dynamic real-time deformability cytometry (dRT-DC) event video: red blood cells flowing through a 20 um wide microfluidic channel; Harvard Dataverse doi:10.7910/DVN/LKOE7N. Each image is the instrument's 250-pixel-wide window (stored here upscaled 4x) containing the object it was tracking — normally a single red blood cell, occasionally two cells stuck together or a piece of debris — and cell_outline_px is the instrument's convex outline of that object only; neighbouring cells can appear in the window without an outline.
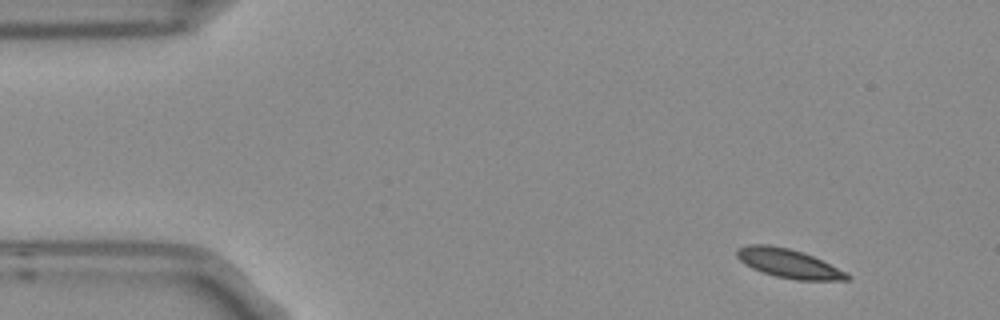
{"species": "Egyptian fruit bat (a non-hibernating species)", "species_latin": "Rousettus aegyptiacus", "temperature_condition": "room temperature", "stored_images_in_passage": 4, "camera_frame_rate_fps": 3000, "um_per_image_px": 0.085, "frame": {"image": 1, "passage_image": 1, "time_ms": 0.0, "image_size_px": [1000, 320], "cell_outline_px": [[852, 276], [848, 280], [796, 280], [776, 276], [752, 268], [744, 264], [736, 256], [736, 248], [748, 244], [768, 244], [788, 248], [804, 252], [848, 272]], "centroid_in_image_um": [67.04, 22.38], "position_along_channel_um": 18.0, "area_um2": 18.73}}
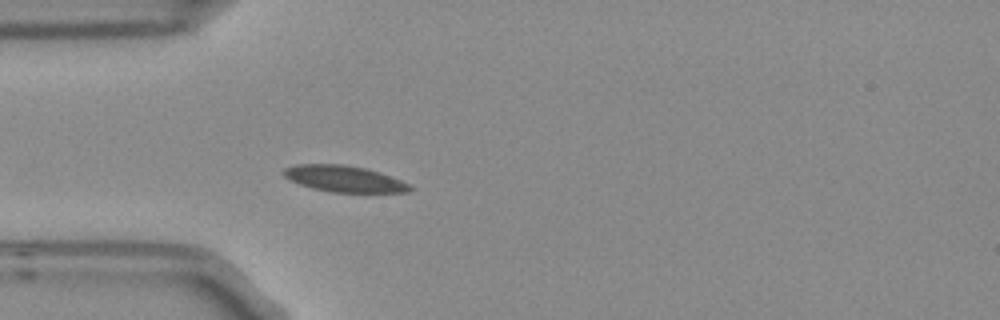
{"frame": {"image": 2, "passage_image": 4, "time_ms": 1.0, "image_size_px": [1000, 320], "cell_outline_px": [[412, 188], [408, 192], [328, 192], [312, 188], [288, 180], [280, 172], [284, 168], [296, 164], [344, 164], [364, 168], [380, 172], [400, 180], [408, 184]], "centroid_in_image_um": [29.18, 15.19], "position_along_channel_um": 55.8, "area_um2": 19.36}}